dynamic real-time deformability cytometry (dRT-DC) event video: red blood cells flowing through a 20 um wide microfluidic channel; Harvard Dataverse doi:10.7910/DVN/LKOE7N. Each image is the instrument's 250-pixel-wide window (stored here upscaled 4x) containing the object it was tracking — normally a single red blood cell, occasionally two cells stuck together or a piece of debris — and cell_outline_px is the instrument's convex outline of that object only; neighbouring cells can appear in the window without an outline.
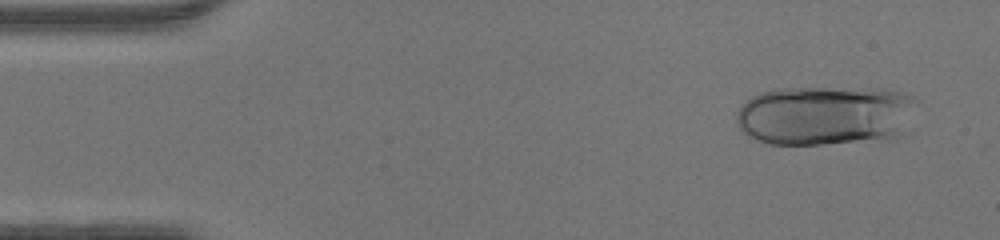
{"species": "human", "species_latin": "Homo sapiens", "temperature_condition": "warm", "stored_images_in_passage": 16, "camera_frame_rate_fps": 3000, "um_per_image_px": 0.085, "donor": {"sex": "male"}, "frame": {"image": 1, "passage_image": 3, "time_ms": 0.667, "image_size_px": [1000, 240], "cell_outline_px": [[920, 100], [900, 136], [892, 140], [820, 144], [772, 144], [748, 136], [736, 124], [736, 116], [740, 108], [752, 96], [760, 92], [780, 88], [880, 88], [900, 92], [912, 96]], "centroid_in_image_um": [70.2, 9.8], "position_along_channel_um": 14.8, "area_um2": 63.46}}
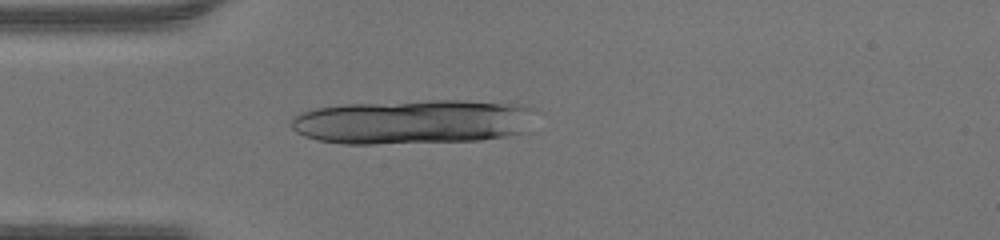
{"frame": {"image": 2, "passage_image": 12, "time_ms": 3.667, "image_size_px": [1000, 240], "cell_outline_px": [[532, 108], [520, 132], [504, 136], [480, 140], [376, 144], [344, 144], [316, 140], [304, 136], [296, 132], [292, 128], [292, 116], [300, 112], [316, 108], [344, 104], [428, 100], [464, 100], [524, 104]], "centroid_in_image_um": [34.96, 10.34], "position_along_channel_um": 50.0, "area_um2": 63.0}}